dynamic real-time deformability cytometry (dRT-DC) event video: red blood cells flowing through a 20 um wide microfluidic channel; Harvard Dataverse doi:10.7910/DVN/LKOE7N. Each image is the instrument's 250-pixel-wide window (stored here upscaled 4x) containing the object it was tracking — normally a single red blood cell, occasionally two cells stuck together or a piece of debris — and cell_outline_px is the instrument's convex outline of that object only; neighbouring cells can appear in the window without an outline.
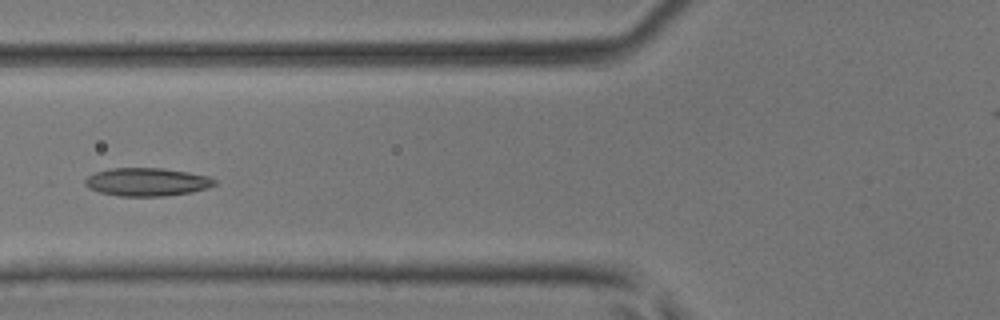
{"species": "common noctule bat (a hibernating species)", "species_latin": "Nyctalus noctula", "temperature_condition": "room temperature", "stored_images_in_passage": 48, "camera_frame_rate_fps": 3000, "um_per_image_px": 0.085, "animal": {"sex": "male", "body_mass_g": 17.9, "forearm_length_mm": 54.2}, "frame": {"image": 1, "passage_image": 19, "time_ms": 6.0, "image_size_px": [1000, 320], "cell_outline_px": [[216, 184], [208, 188], [192, 192], [164, 196], [120, 196], [100, 192], [88, 188], [84, 184], [84, 180], [88, 176], [96, 172], [108, 168], [164, 168], [188, 172], [208, 176], [216, 180]], "centroid_in_image_um": [12.49, 15.46], "position_along_channel_um": 113.3, "area_um2": 21.33}}
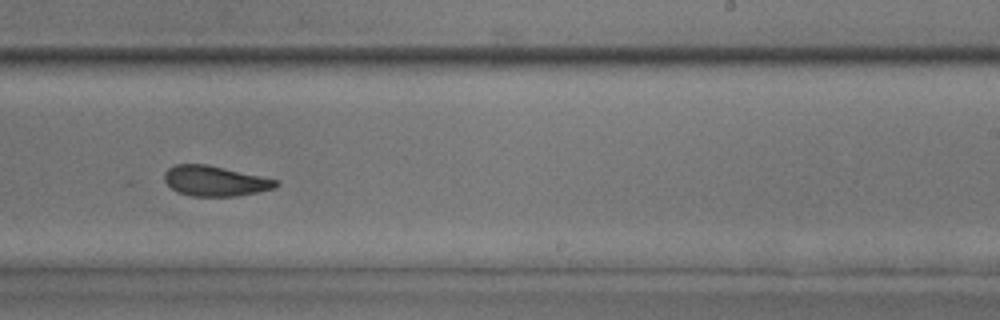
{"frame": {"image": 2, "passage_image": 30, "time_ms": 9.667, "image_size_px": [1000, 320], "cell_outline_px": [[280, 184], [276, 188], [236, 196], [192, 196], [176, 192], [164, 180], [164, 172], [172, 164], [208, 164], [260, 176], [276, 180]], "centroid_in_image_um": [18.24, 15.37], "position_along_channel_um": 270.8, "area_um2": 19.65}}
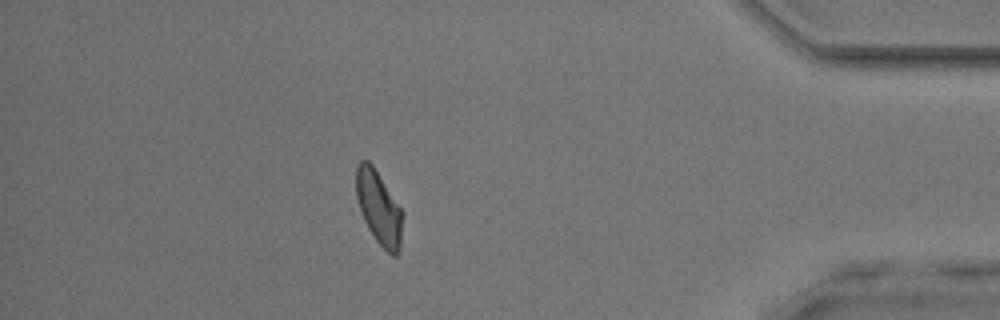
{"frame": {"image": 3, "passage_image": 42, "time_ms": 13.667, "image_size_px": [1000, 320], "cell_outline_px": [[400, 248], [396, 256], [392, 256], [372, 236], [360, 212], [356, 196], [356, 164], [360, 160], [368, 160], [372, 164], [400, 208]], "centroid_in_image_um": [32.13, 17.63], "position_along_channel_um": 403.1, "area_um2": 19.31}}